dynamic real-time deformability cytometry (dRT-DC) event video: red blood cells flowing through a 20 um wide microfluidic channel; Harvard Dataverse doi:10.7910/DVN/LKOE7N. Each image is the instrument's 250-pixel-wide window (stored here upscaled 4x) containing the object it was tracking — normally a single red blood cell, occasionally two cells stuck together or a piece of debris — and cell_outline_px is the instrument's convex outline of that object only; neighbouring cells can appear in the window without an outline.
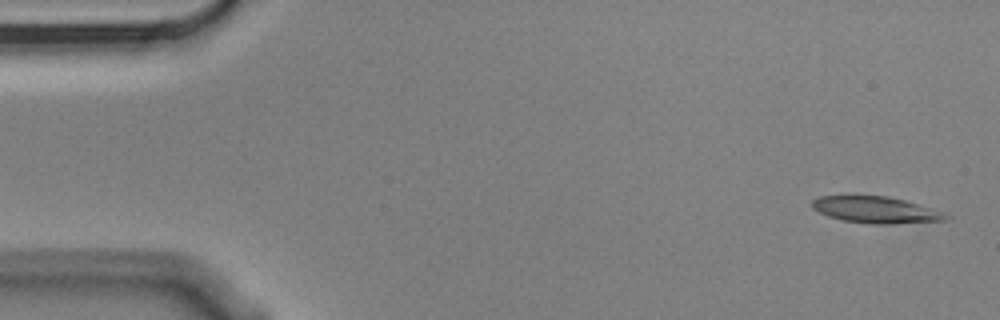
{"species": "Egyptian fruit bat (a non-hibernating species)", "species_latin": "Rousettus aegyptiacus", "temperature_condition": "cold", "stored_images_in_passage": 6, "camera_frame_rate_fps": 3000, "um_per_image_px": 0.085, "animal": {"sex": "male"}, "frame": {"image": 1, "passage_image": 1, "time_ms": 0.0, "image_size_px": [1000, 320], "cell_outline_px": [[952, 216], [944, 220], [892, 224], [868, 224], [844, 220], [828, 216], [812, 208], [812, 200], [820, 196], [888, 196], [904, 200], [932, 208], [944, 212]], "centroid_in_image_um": [74.47, 17.84], "position_along_channel_um": 10.5, "area_um2": 20.58}}
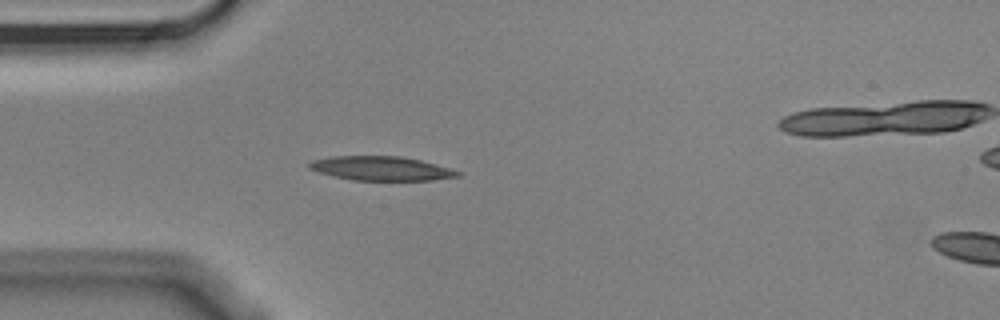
{"frame": {"image": 2, "passage_image": 5, "time_ms": 1.333, "image_size_px": [1000, 320], "cell_outline_px": [[460, 176], [432, 180], [352, 180], [332, 176], [308, 168], [308, 164], [312, 160], [332, 156], [400, 156], [420, 160], [448, 168], [460, 172]], "centroid_in_image_um": [32.36, 14.31], "position_along_channel_um": 52.6, "area_um2": 20.69}}